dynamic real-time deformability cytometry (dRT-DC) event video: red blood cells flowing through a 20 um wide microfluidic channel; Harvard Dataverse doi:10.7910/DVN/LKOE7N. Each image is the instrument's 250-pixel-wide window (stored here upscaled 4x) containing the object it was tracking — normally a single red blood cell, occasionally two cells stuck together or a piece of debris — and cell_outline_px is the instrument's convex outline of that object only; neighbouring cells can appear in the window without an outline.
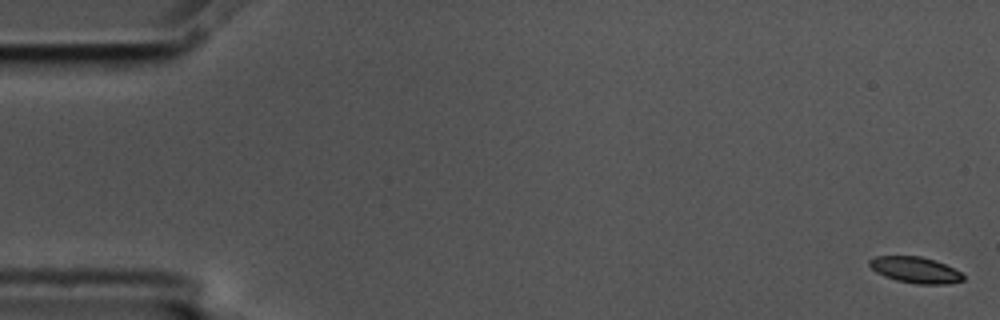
{"species": "common noctule bat (a hibernating species)", "species_latin": "Nyctalus noctula", "temperature_condition": "cold", "stored_images_in_passage": 10, "camera_frame_rate_fps": 3000, "um_per_image_px": 0.085, "animal": {"sex": "male", "body_mass_g": 17.5, "forearm_length_mm": 52.3}, "frame": {"image": 1, "passage_image": 1, "time_ms": 0.0, "image_size_px": [1000, 320], "cell_outline_px": [[964, 280], [948, 284], [916, 284], [896, 280], [884, 276], [876, 272], [868, 264], [868, 260], [876, 256], [920, 256], [944, 264], [960, 272], [964, 276]], "centroid_in_image_um": [77.78, 22.95], "position_along_channel_um": 7.2, "area_um2": 14.16}}
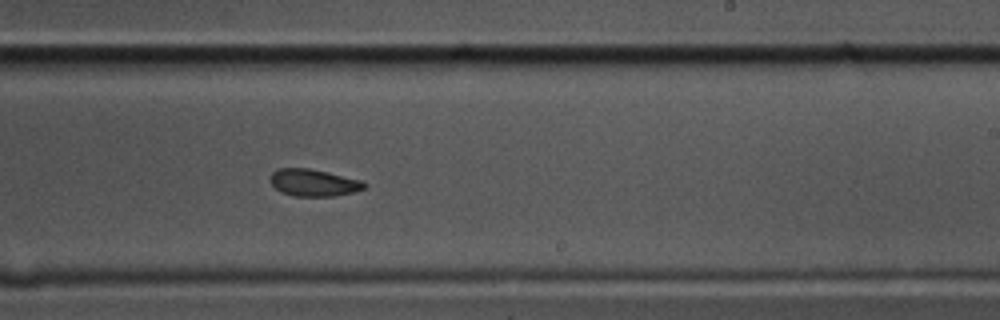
{"frame": {"image": 2, "passage_image": 10, "time_ms": 3.0, "image_size_px": [1000, 320], "cell_outline_px": [[368, 184], [364, 188], [352, 192], [336, 196], [292, 196], [280, 192], [268, 180], [272, 172], [280, 168], [308, 168], [328, 172], [360, 180]], "centroid_in_image_um": [26.62, 15.53], "position_along_channel_um": 262.4, "area_um2": 14.85}}